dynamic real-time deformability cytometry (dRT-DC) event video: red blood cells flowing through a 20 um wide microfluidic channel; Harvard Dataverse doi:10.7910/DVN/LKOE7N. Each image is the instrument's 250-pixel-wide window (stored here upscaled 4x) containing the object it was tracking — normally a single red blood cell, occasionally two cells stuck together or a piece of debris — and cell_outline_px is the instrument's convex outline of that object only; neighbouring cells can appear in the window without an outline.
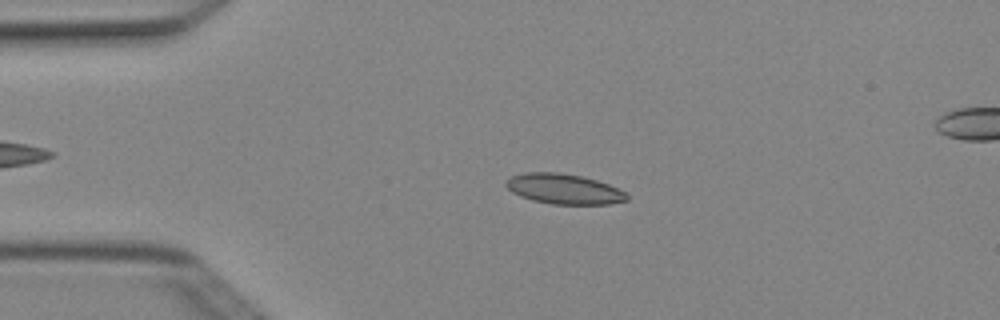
{"species": "Egyptian fruit bat (a non-hibernating species)", "species_latin": "Rousettus aegyptiacus", "temperature_condition": "cold", "stored_images_in_passage": 4, "camera_frame_rate_fps": 3000, "um_per_image_px": 0.085, "animal": {"sex": "female"}, "frame": {"image": 1, "passage_image": 2, "time_ms": 0.333, "image_size_px": [1000, 320], "cell_outline_px": [[628, 200], [608, 204], [552, 204], [532, 200], [520, 196], [512, 192], [504, 184], [504, 180], [512, 176], [524, 172], [560, 172], [580, 176], [596, 180], [608, 184], [624, 192], [628, 196]], "centroid_in_image_um": [47.88, 16.05], "position_along_channel_um": 37.1, "area_um2": 21.21}}
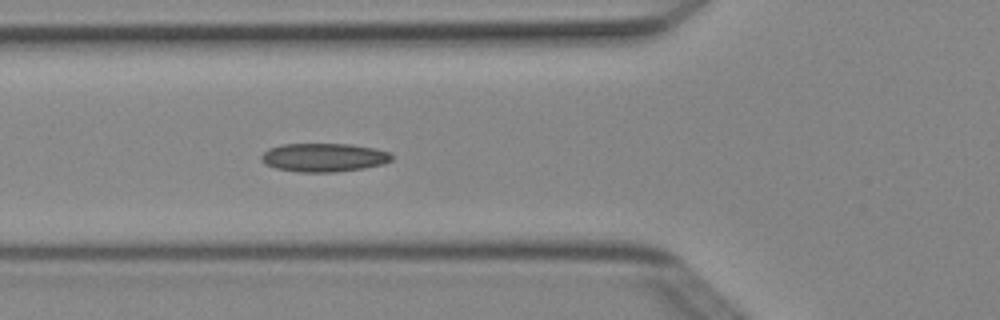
{"frame": {"image": 2, "passage_image": 4, "time_ms": 1.0, "image_size_px": [1000, 320], "cell_outline_px": [[392, 160], [384, 164], [364, 168], [336, 172], [300, 172], [276, 168], [264, 164], [260, 160], [260, 156], [268, 148], [280, 144], [352, 144], [376, 148], [388, 152], [392, 156]], "centroid_in_image_um": [27.51, 13.38], "position_along_channel_um": 98.3, "area_um2": 21.91}}